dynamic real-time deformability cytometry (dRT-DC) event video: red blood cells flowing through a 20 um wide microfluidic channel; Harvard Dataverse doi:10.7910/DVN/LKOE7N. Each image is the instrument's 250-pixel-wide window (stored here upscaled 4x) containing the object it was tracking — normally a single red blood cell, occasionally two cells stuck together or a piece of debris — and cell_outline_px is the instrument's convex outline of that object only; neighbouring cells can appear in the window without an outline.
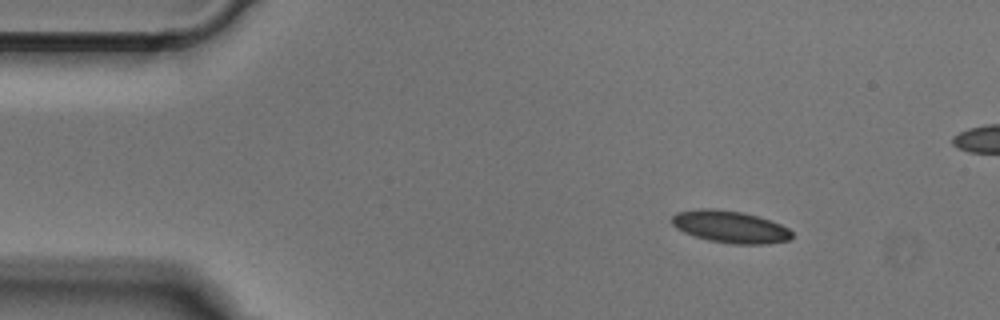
{"species": "Egyptian fruit bat (a non-hibernating species)", "species_latin": "Rousettus aegyptiacus", "temperature_condition": "cold", "stored_images_in_passage": 9, "camera_frame_rate_fps": 3000, "um_per_image_px": 0.085, "animal": {"sex": "male"}, "frame": {"image": 1, "passage_image": 1, "time_ms": 0.0, "image_size_px": [1000, 320], "cell_outline_px": [[792, 240], [768, 244], [732, 244], [708, 240], [684, 232], [676, 228], [672, 224], [672, 216], [676, 212], [700, 208], [712, 208], [744, 212], [780, 224], [788, 228], [792, 232]], "centroid_in_image_um": [62.07, 19.28], "position_along_channel_um": 22.9, "area_um2": 22.54}}